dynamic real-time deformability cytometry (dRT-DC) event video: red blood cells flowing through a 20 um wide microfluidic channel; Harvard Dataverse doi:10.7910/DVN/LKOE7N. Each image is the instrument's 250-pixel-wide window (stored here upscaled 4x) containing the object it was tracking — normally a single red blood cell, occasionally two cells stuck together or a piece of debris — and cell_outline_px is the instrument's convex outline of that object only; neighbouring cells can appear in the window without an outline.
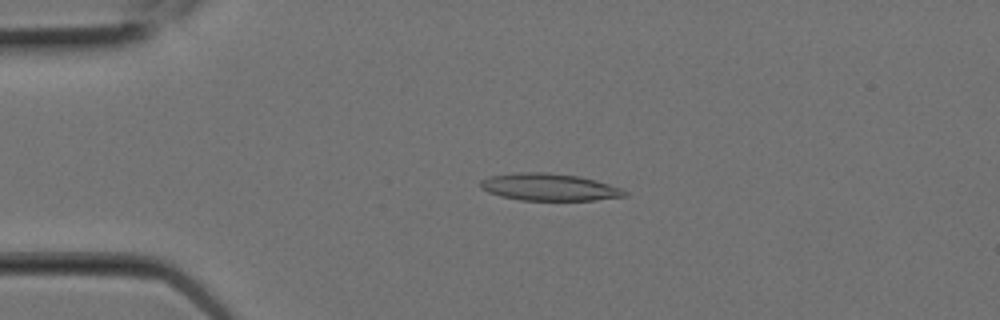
{"species": "Egyptian fruit bat (a non-hibernating species)", "species_latin": "Rousettus aegyptiacus", "temperature_condition": "room temperature", "stored_images_in_passage": 8, "camera_frame_rate_fps": 3000, "um_per_image_px": 0.085, "animal": {"sex": "female"}, "frame": {"image": 1, "passage_image": 3, "time_ms": 0.667, "image_size_px": [1000, 320], "cell_outline_px": [[628, 196], [596, 200], [520, 200], [500, 196], [488, 192], [480, 188], [480, 180], [488, 176], [520, 172], [548, 172], [580, 176], [596, 180], [624, 188], [628, 192]], "centroid_in_image_um": [46.72, 15.9], "position_along_channel_um": 38.3, "area_um2": 23.18}}
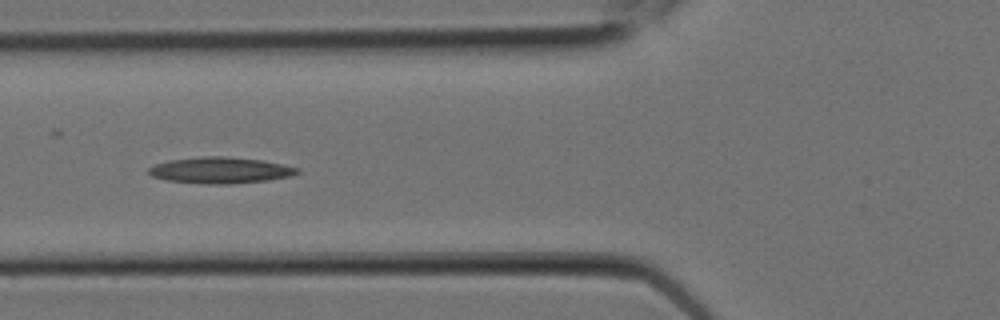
{"frame": {"image": 2, "passage_image": 6, "time_ms": 1.667, "image_size_px": [1000, 320], "cell_outline_px": [[300, 172], [292, 176], [268, 180], [228, 184], [208, 184], [164, 180], [152, 176], [148, 172], [148, 168], [156, 164], [168, 160], [200, 156], [228, 156], [264, 160], [300, 168]], "centroid_in_image_um": [18.74, 14.46], "position_along_channel_um": 107.1, "area_um2": 22.95}}
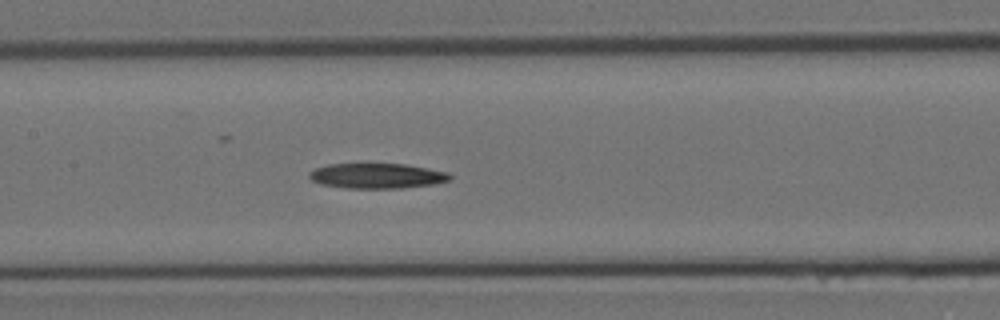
{"frame": {"image": 3, "passage_image": 8, "time_ms": 2.333, "image_size_px": [1000, 320], "cell_outline_px": [[452, 176], [448, 180], [432, 184], [400, 188], [348, 188], [320, 184], [312, 180], [308, 176], [308, 172], [316, 168], [328, 164], [404, 164], [448, 172]], "centroid_in_image_um": [32.0, 14.94], "position_along_channel_um": 175.4, "area_um2": 20.4}}